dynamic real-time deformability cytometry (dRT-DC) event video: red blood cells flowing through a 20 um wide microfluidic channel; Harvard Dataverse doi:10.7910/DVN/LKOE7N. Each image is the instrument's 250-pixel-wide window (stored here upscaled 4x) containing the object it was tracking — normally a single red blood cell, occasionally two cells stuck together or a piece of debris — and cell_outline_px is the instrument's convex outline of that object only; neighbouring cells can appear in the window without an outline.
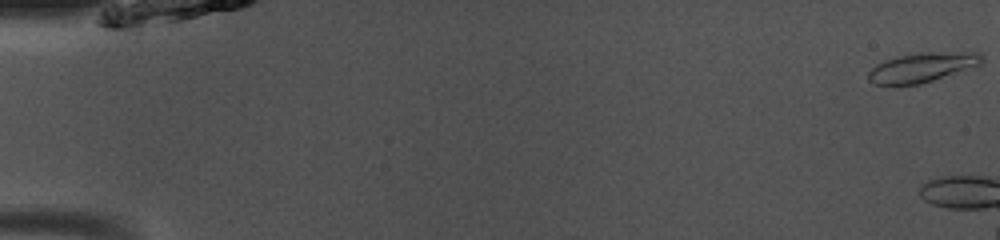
{"species": "common noctule bat (a hibernating species)", "species_latin": "Nyctalus noctula", "temperature_condition": "room temperature", "stored_images_in_passage": 13, "camera_frame_rate_fps": 3000, "um_per_image_px": 0.085, "animal": {"sex": "male", "body_mass_g": 13.0, "forearm_length_mm": 53.1}, "frame": {"image": 1, "passage_image": 1, "time_ms": 0.0, "image_size_px": [1000, 240], "cell_outline_px": [[984, 60], [976, 68], [920, 84], [876, 84], [868, 80], [868, 72], [876, 64], [884, 60], [896, 56], [920, 52], [980, 52], [984, 56]], "centroid_in_image_um": [78.46, 5.71], "position_along_channel_um": 6.5, "area_um2": 19.88}}